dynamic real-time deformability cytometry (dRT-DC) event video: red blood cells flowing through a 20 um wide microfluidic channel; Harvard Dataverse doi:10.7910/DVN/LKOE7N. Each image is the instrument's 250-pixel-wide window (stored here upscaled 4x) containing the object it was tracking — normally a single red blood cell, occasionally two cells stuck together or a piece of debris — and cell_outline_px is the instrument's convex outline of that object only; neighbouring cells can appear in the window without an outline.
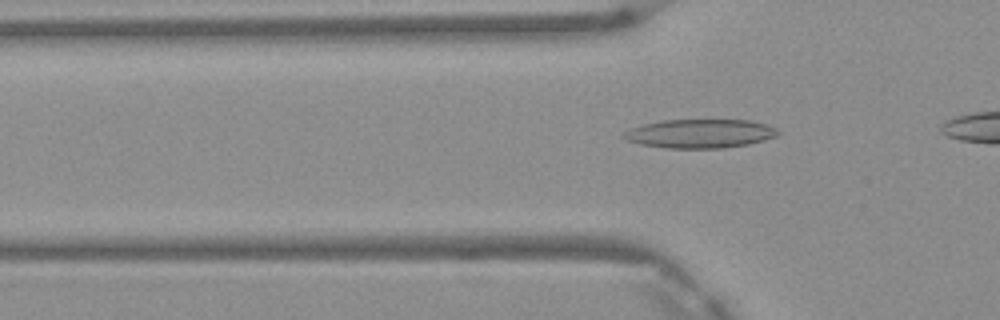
{"species": "Egyptian fruit bat (a non-hibernating species)", "species_latin": "Rousettus aegyptiacus", "temperature_condition": "warm", "stored_images_in_passage": 7, "segment_of_instrument_passage": [2, 2], "camera_frame_rate_fps": 3000, "um_per_image_px": 0.085, "frame": {"image": 1, "passage_image": 7, "time_ms": 2.0, "image_size_px": [1000, 320], "cell_outline_px": [[780, 132], [776, 136], [764, 140], [748, 144], [724, 148], [668, 148], [640, 144], [628, 140], [620, 136], [628, 128], [644, 124], [664, 120], [748, 120], [768, 124], [776, 128]], "centroid_in_image_um": [59.5, 11.35], "position_along_channel_um": 66.3, "area_um2": 25.95}}